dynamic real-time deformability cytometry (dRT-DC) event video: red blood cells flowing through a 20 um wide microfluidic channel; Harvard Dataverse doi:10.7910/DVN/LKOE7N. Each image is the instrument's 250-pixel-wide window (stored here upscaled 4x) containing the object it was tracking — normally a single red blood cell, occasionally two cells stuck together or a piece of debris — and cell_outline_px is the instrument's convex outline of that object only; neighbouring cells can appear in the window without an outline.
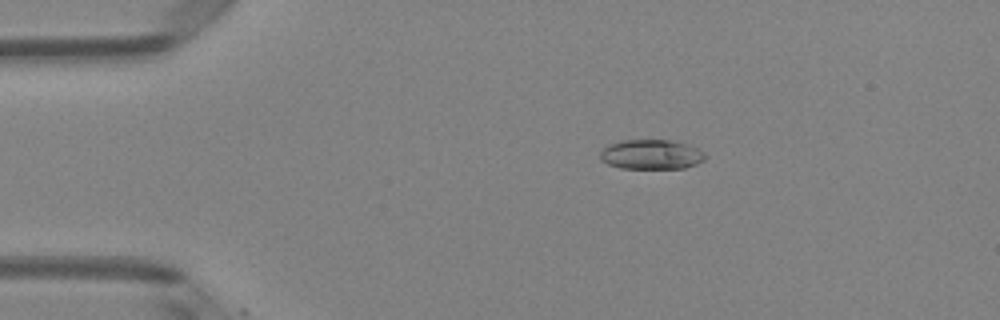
{"species": "Egyptian fruit bat (a non-hibernating species)", "species_latin": "Rousettus aegyptiacus", "temperature_condition": "room temperature", "stored_images_in_passage": 10, "camera_frame_rate_fps": 3000, "um_per_image_px": 0.085, "animal": {"sex": "female"}, "frame": {"image": 1, "passage_image": 9, "time_ms": 2.667, "image_size_px": [1000, 320], "cell_outline_px": [[708, 156], [704, 160], [696, 164], [684, 168], [620, 168], [608, 164], [600, 160], [600, 152], [608, 144], [620, 140], [668, 140], [688, 144], [704, 152]], "centroid_in_image_um": [55.35, 13.13], "position_along_channel_um": 29.6, "area_um2": 18.26}}